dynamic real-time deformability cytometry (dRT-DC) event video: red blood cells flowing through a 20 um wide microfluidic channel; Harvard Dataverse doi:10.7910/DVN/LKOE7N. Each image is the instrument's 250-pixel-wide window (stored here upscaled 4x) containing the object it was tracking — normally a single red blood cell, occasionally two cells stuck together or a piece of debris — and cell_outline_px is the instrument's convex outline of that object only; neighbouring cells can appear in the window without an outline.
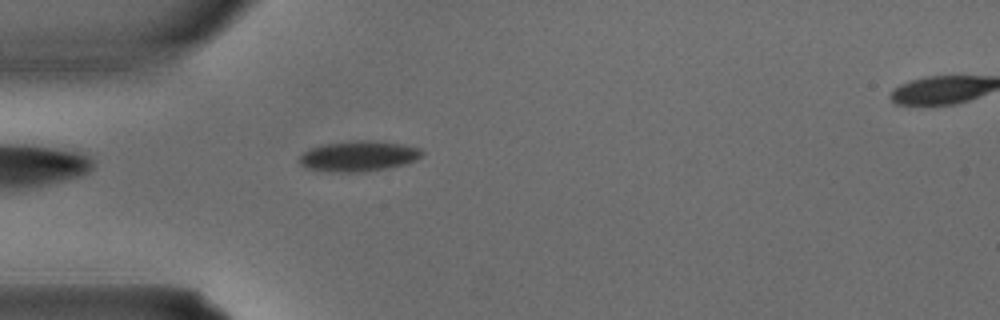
{"species": "common noctule bat (a hibernating species)", "species_latin": "Nyctalus noctula", "temperature_condition": "warm", "stored_images_in_passage": 4, "segment_of_instrument_passage": [1, 2], "camera_frame_rate_fps": 3000, "um_per_image_px": 0.085, "animal": {"sex": "male", "body_mass_g": 15.6}, "frame": {"image": 1, "passage_image": 3, "time_ms": 0.667, "image_size_px": [1000, 320], "cell_outline_px": [[424, 152], [416, 160], [404, 164], [388, 168], [364, 172], [328, 172], [304, 168], [300, 164], [300, 156], [304, 152], [312, 148], [324, 144], [352, 140], [372, 140], [404, 144], [420, 148]], "centroid_in_image_um": [30.48, 13.27], "position_along_channel_um": 54.5, "area_um2": 21.96}}